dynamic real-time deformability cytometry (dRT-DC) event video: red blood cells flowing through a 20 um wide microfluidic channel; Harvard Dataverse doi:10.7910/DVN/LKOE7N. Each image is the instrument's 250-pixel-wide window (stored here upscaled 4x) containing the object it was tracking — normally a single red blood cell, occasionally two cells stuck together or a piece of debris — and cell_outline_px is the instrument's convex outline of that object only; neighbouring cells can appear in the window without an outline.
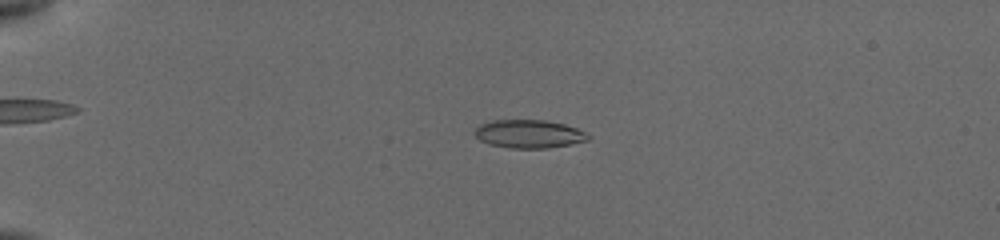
{"species": "common noctule bat (a hibernating species)", "species_latin": "Nyctalus noctula", "temperature_condition": "cold", "stored_images_in_passage": 7, "camera_frame_rate_fps": 3000, "um_per_image_px": 0.085, "animal": {"sex": "female", "body_mass_g": 19.5, "forearm_length_mm": 54.1}, "frame": {"image": 1, "passage_image": 4, "time_ms": 3.667, "image_size_px": [1000, 240], "cell_outline_px": [[592, 136], [588, 140], [572, 144], [548, 148], [512, 148], [488, 144], [480, 140], [472, 132], [480, 124], [492, 120], [544, 120], [564, 124], [576, 128]], "centroid_in_image_um": [44.95, 11.38], "position_along_channel_um": 40.1, "area_um2": 18.73}}
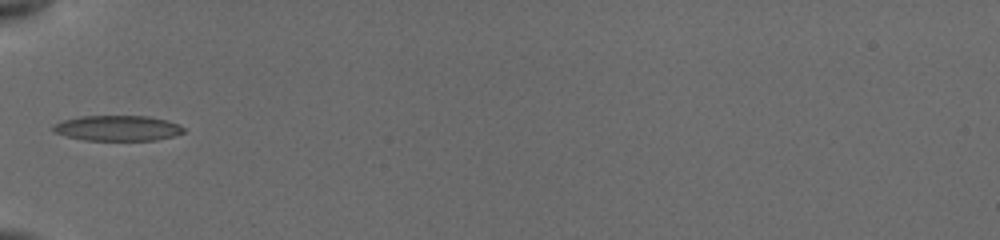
{"frame": {"image": 2, "passage_image": 6, "time_ms": 6.0, "image_size_px": [1000, 240], "cell_outline_px": [[184, 132], [172, 136], [156, 140], [84, 140], [68, 136], [56, 132], [52, 128], [52, 124], [64, 120], [80, 116], [148, 116], [180, 124], [184, 128]], "centroid_in_image_um": [10.0, 10.89], "position_along_channel_um": 75.0, "area_um2": 19.13}}
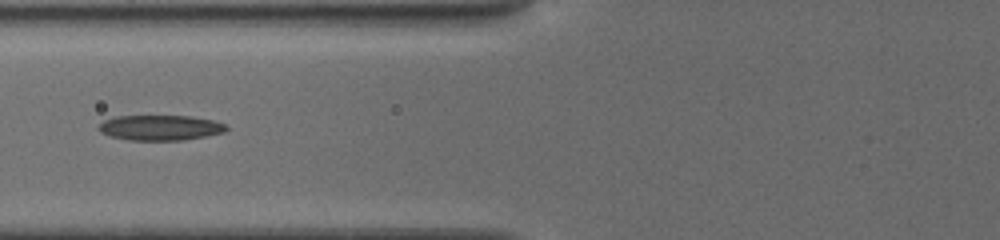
{"frame": {"image": 3, "passage_image": 7, "time_ms": 7.0, "image_size_px": [1000, 240], "cell_outline_px": [[228, 128], [224, 132], [184, 140], [128, 140], [108, 136], [100, 132], [96, 128], [104, 120], [112, 116], [192, 116], [212, 120], [224, 124]], "centroid_in_image_um": [13.56, 10.85], "position_along_channel_um": 112.2, "area_um2": 18.84}}